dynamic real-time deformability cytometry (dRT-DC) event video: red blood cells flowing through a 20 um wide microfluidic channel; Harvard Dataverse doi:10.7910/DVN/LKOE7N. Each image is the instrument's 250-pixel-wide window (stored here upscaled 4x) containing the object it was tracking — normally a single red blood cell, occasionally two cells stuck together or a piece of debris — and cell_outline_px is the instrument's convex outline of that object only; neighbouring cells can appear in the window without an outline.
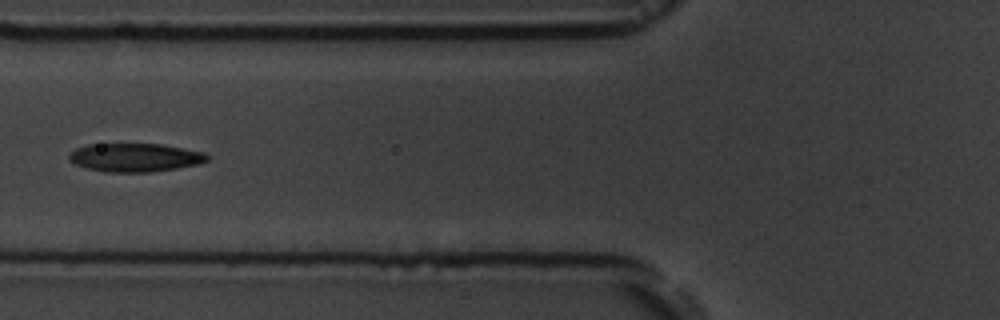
{"species": "common noctule bat (a hibernating species)", "species_latin": "Nyctalus noctula", "temperature_condition": "room temperature", "stored_images_in_passage": 10, "camera_frame_rate_fps": 3000, "um_per_image_px": 0.085, "animal": {"sex": "male", "body_mass_g": 19.5, "forearm_length_mm": 54.6}, "frame": {"image": 1, "passage_image": 7, "time_ms": 7.0, "image_size_px": [1000, 320], "cell_outline_px": [[208, 160], [196, 164], [176, 168], [148, 172], [104, 172], [88, 168], [76, 164], [68, 160], [68, 156], [76, 148], [88, 144], [160, 144], [204, 152], [208, 156]], "centroid_in_image_um": [11.44, 13.38], "position_along_channel_um": 114.4, "area_um2": 22.66}}
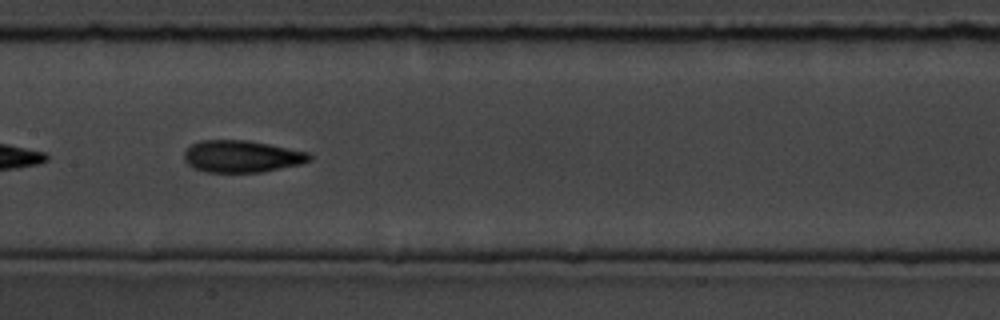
{"frame": {"image": 2, "passage_image": 9, "time_ms": 9.0, "image_size_px": [1000, 320], "cell_outline_px": [[312, 160], [300, 164], [264, 172], [204, 172], [192, 168], [184, 160], [184, 152], [192, 144], [200, 140], [248, 140], [308, 152], [312, 156]], "centroid_in_image_um": [20.54, 13.3], "position_along_channel_um": 186.9, "area_um2": 23.47}}